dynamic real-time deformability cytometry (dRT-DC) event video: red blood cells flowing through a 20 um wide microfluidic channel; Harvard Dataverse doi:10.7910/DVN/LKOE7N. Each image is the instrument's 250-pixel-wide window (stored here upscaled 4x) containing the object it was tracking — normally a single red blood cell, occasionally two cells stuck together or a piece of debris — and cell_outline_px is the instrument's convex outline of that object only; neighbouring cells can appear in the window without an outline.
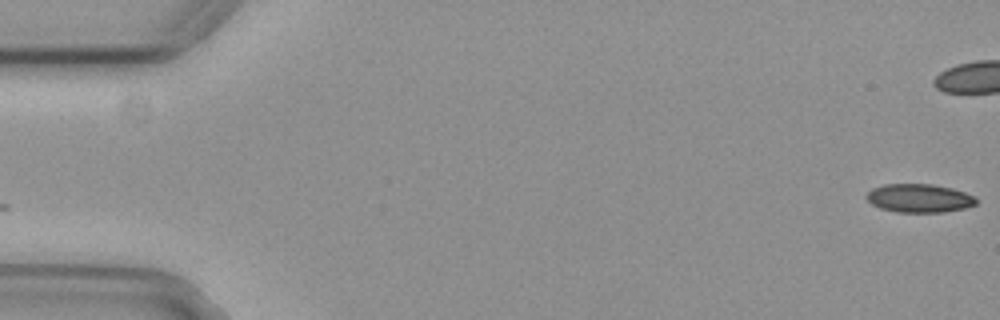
{"species": "common noctule bat (a hibernating species)", "species_latin": "Nyctalus noctula", "temperature_condition": "cold", "stored_images_in_passage": 8, "camera_frame_rate_fps": 3000, "um_per_image_px": 0.085, "animal": {"sex": "female", "body_mass_g": 29.2, "forearm_length_mm": 56.3}, "frame": {"image": 1, "passage_image": 1, "time_ms": 0.0, "image_size_px": [1000, 320], "cell_outline_px": [[976, 204], [964, 208], [944, 212], [896, 212], [880, 208], [872, 204], [864, 196], [872, 188], [884, 184], [932, 184], [952, 188], [964, 192], [972, 196], [976, 200]], "centroid_in_image_um": [78.09, 16.84], "position_along_channel_um": 6.9, "area_um2": 18.15}}